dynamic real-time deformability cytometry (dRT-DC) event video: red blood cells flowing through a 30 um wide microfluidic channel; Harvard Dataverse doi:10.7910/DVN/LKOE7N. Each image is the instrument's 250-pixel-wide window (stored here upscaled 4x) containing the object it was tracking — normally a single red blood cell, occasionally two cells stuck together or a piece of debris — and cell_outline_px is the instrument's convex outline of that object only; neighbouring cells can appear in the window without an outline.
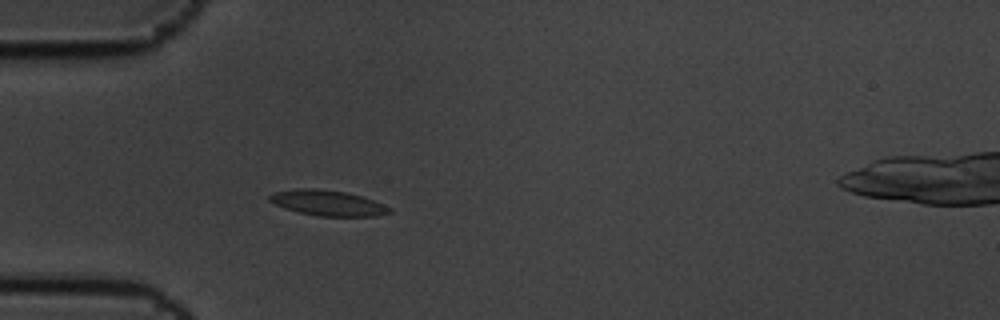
{"species": "common noctule bat (a hibernating species)", "species_latin": "Nyctalus noctula", "temperature_condition": "cold", "stored_images_in_passage": 4, "camera_frame_rate_fps": 3000, "um_per_image_px": 0.085, "animal": {"sex": "male", "body_mass_g": 19.5, "forearm_length_mm": 54.6}, "frame": {"image": 1, "passage_image": 4, "time_ms": 1.0, "image_size_px": [1000, 320], "cell_outline_px": [[392, 212], [376, 216], [316, 216], [284, 208], [268, 200], [268, 196], [276, 192], [300, 188], [316, 188], [344, 192], [360, 196], [384, 204], [392, 208]], "centroid_in_image_um": [27.87, 17.26], "position_along_channel_um": 57.1, "area_um2": 17.63}}